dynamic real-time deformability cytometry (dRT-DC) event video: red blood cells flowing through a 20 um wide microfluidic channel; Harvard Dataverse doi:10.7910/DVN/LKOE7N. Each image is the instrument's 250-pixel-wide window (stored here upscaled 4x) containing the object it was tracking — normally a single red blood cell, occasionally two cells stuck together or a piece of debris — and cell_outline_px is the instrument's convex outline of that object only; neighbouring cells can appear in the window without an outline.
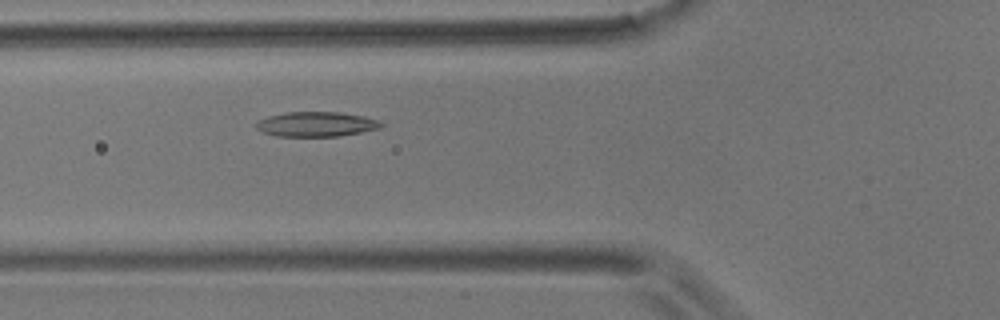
{"species": "common noctule bat (a hibernating species)", "species_latin": "Nyctalus noctula", "temperature_condition": "room temperature", "stored_images_in_passage": 50, "camera_frame_rate_fps": 3000, "um_per_image_px": 0.085, "animal": {"sex": "male", "body_mass_g": 17.9}, "frame": {"image": 1, "passage_image": 15, "time_ms": 4.667, "image_size_px": [1000, 320], "cell_outline_px": [[384, 124], [380, 128], [340, 136], [276, 136], [264, 132], [256, 128], [256, 124], [260, 120], [268, 116], [288, 112], [340, 112], [364, 116], [380, 120]], "centroid_in_image_um": [26.92, 10.55], "position_along_channel_um": 98.9, "area_um2": 17.98}}
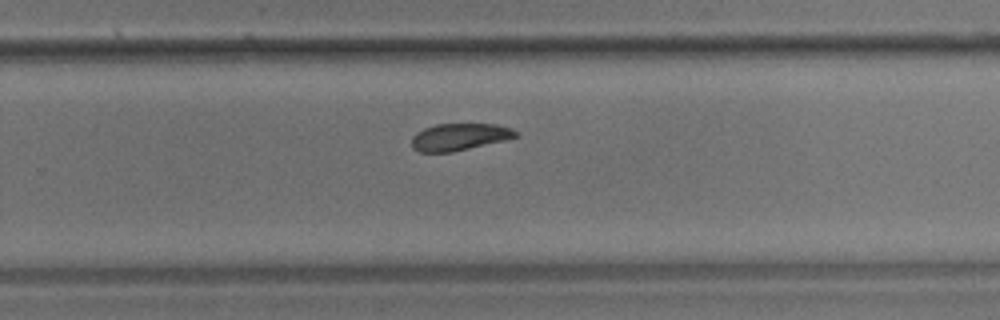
{"frame": {"image": 2, "passage_image": 31, "time_ms": 10.0, "image_size_px": [1000, 320], "cell_outline_px": [[516, 136], [504, 140], [452, 152], [420, 152], [412, 148], [412, 136], [416, 132], [424, 128], [436, 124], [496, 124], [508, 128], [516, 132]], "centroid_in_image_um": [38.97, 11.64], "position_along_channel_um": 290.8, "area_um2": 16.13}}
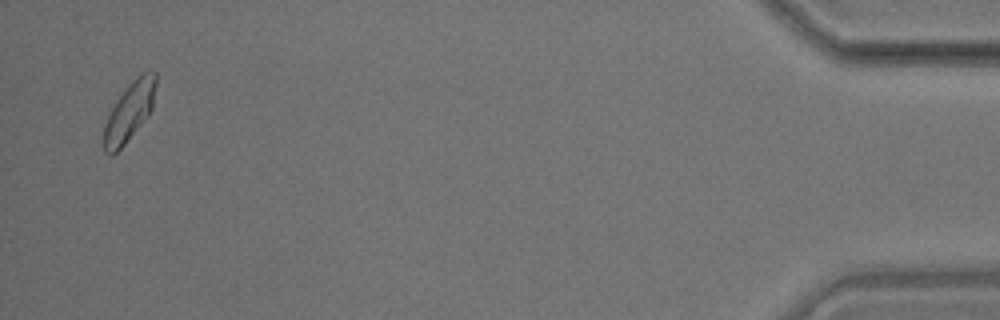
{"frame": {"image": 3, "passage_image": 49, "time_ms": 16.0, "image_size_px": [1000, 320], "cell_outline_px": [[156, 84], [152, 108], [148, 116], [124, 144], [112, 156], [104, 152], [104, 124], [116, 100], [128, 84], [140, 72], [156, 72]], "centroid_in_image_um": [11.0, 9.47], "position_along_channel_um": 424.2, "area_um2": 17.69}, "authors_computed_cell_mechanics": {"area_um2": 17.7446, "velocity_mm_per_s": 3.5982, "shape_relaxation_time_tau1_ms": 4.7225, "shape_relaxation_time_tau2_ms": 6.336, "deformation_change_tau1": 0.1291, "deformation_change_tau2": 0.1088}}